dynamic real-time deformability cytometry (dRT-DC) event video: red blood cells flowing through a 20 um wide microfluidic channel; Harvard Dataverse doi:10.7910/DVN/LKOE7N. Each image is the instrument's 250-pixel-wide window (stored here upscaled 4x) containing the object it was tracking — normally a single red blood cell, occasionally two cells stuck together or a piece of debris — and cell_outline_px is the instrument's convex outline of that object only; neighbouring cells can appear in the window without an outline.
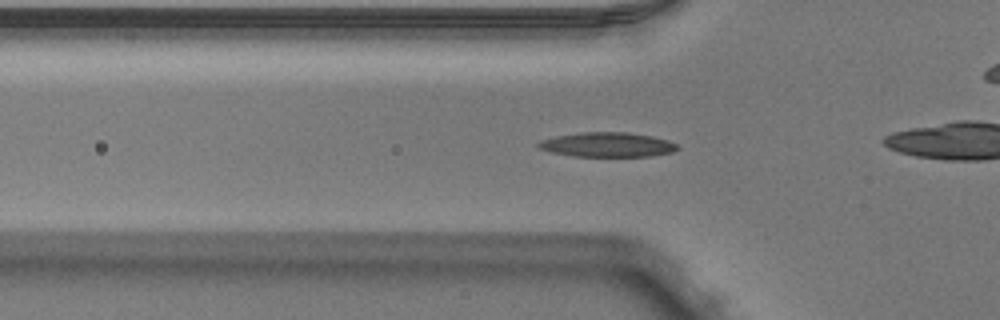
{"species": "Egyptian fruit bat (a non-hibernating species)", "species_latin": "Rousettus aegyptiacus", "temperature_condition": "warm", "stored_images_in_passage": 52, "camera_frame_rate_fps": 3000, "um_per_image_px": 0.085, "animal": {"sex": "male"}, "frame": {"image": 1, "passage_image": 17, "time_ms": 5.333, "image_size_px": [1000, 320], "cell_outline_px": [[680, 148], [672, 152], [648, 156], [572, 156], [552, 152], [540, 148], [536, 144], [540, 140], [556, 136], [584, 132], [628, 132], [652, 136], [668, 140], [676, 144]], "centroid_in_image_um": [51.63, 12.29], "position_along_channel_um": 74.2, "area_um2": 19.77}}
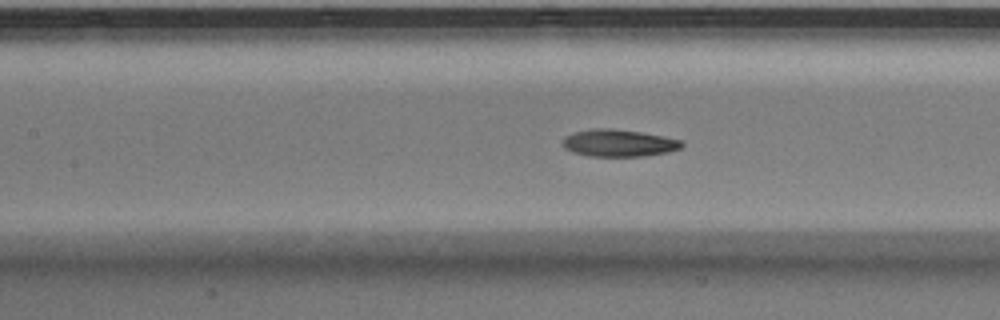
{"frame": {"image": 2, "passage_image": 23, "time_ms": 7.333, "image_size_px": [1000, 320], "cell_outline_px": [[684, 144], [680, 148], [668, 152], [644, 156], [588, 156], [572, 152], [564, 148], [560, 144], [560, 140], [564, 136], [576, 132], [592, 128], [608, 128], [640, 132], [664, 136], [680, 140]], "centroid_in_image_um": [52.53, 12.16], "position_along_channel_um": 154.9, "area_um2": 18.96}}
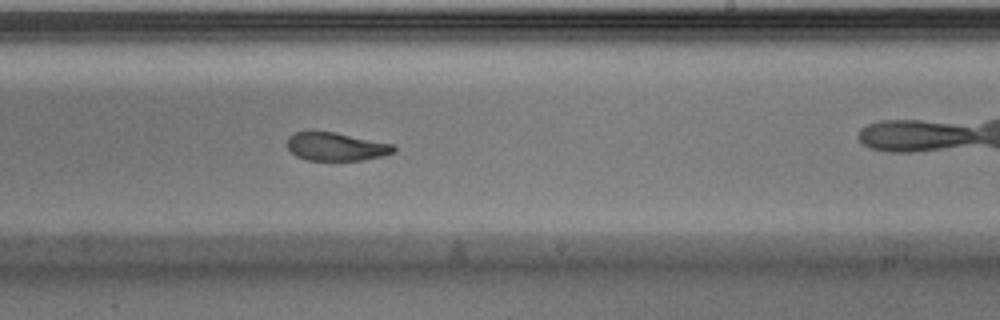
{"frame": {"image": 3, "passage_image": 31, "time_ms": 10.0, "image_size_px": [1000, 320], "cell_outline_px": [[396, 152], [384, 156], [364, 160], [308, 160], [296, 156], [288, 148], [288, 136], [296, 132], [308, 128], [336, 132], [392, 144], [396, 148]], "centroid_in_image_um": [28.54, 12.43], "position_along_channel_um": 260.5, "area_um2": 18.03}, "authors_computed_cell_mechanics": {"area_um2": 18.8717, "velocity_mm_per_s": 3.9689, "shape_relaxation_time_tau1_ms": 11.331, "shape_relaxation_time_tau2_ms": 3.1623, "deformation_change_tau1": 0.3376, "deformation_change_tau2": 0.0845}}